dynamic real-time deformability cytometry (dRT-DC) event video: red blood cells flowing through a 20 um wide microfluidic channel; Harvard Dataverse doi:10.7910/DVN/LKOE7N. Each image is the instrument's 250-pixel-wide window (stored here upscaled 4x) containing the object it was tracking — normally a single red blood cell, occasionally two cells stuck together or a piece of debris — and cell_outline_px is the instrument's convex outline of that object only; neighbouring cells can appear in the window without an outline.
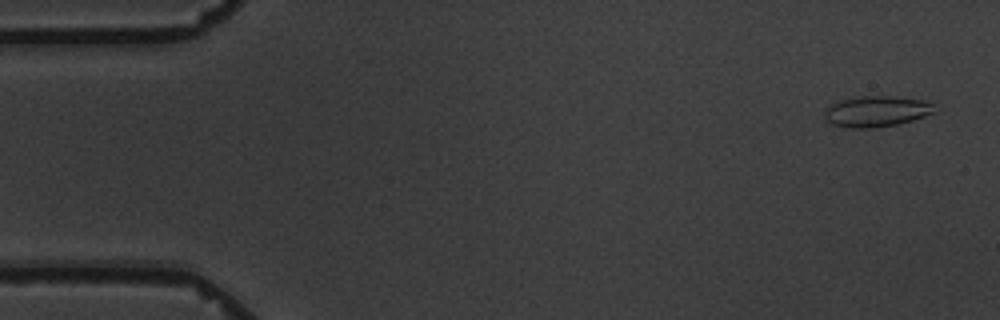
{"species": "common noctule bat (a hibernating species)", "species_latin": "Nyctalus noctula", "temperature_condition": "warm", "stored_images_in_passage": 5, "camera_frame_rate_fps": 3000, "um_per_image_px": 0.085, "animal": {"sex": "male", "body_mass_g": 19.5, "forearm_length_mm": 54.6}, "frame": {"image": 1, "passage_image": 1, "time_ms": 0.0, "image_size_px": [1000, 320], "cell_outline_px": [[936, 112], [912, 120], [896, 124], [876, 128], [852, 128], [832, 124], [824, 116], [824, 112], [832, 104], [840, 100], [860, 96], [888, 96], [924, 100], [932, 104]], "centroid_in_image_um": [74.5, 9.47], "position_along_channel_um": 10.5, "area_um2": 19.54}}
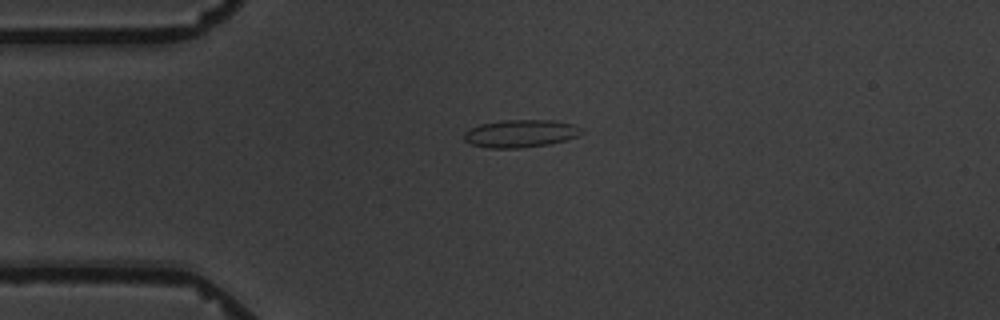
{"frame": {"image": 2, "passage_image": 4, "time_ms": 3.667, "image_size_px": [1000, 320], "cell_outline_px": [[584, 132], [576, 136], [564, 140], [548, 144], [520, 148], [488, 148], [472, 144], [464, 140], [464, 132], [480, 124], [500, 120], [552, 120], [572, 124], [580, 128]], "centroid_in_image_um": [44.22, 11.34], "position_along_channel_um": 40.8, "area_um2": 18.79}}